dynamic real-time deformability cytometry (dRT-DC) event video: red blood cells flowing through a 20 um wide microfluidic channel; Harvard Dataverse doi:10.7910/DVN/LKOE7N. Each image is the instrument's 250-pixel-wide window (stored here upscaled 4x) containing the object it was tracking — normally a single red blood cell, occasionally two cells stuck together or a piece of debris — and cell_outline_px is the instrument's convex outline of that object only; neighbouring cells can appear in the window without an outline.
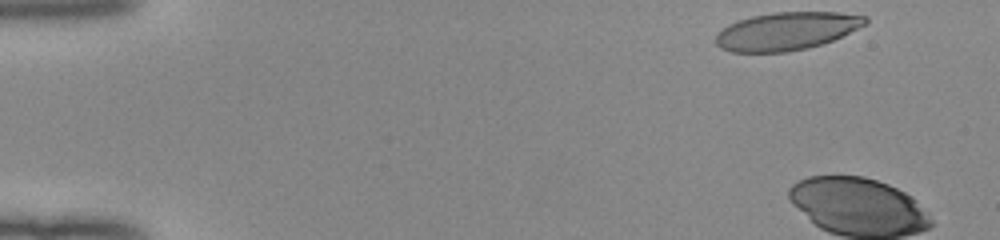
{"species": "human", "species_latin": "Homo sapiens", "temperature_condition": "room temperature", "stored_images_in_passage": 5, "camera_frame_rate_fps": 3000, "um_per_image_px": 0.085, "donor": {"sex": "female"}, "frame": {"image": 1, "passage_image": 1, "time_ms": 0.0, "image_size_px": [1000, 240], "cell_outline_px": [[868, 24], [832, 40], [808, 48], [788, 52], [732, 52], [720, 48], [716, 44], [716, 32], [728, 24], [752, 16], [772, 12], [840, 12], [868, 16]], "centroid_in_image_um": [66.86, 2.64], "position_along_channel_um": 18.1, "area_um2": 33.23}}